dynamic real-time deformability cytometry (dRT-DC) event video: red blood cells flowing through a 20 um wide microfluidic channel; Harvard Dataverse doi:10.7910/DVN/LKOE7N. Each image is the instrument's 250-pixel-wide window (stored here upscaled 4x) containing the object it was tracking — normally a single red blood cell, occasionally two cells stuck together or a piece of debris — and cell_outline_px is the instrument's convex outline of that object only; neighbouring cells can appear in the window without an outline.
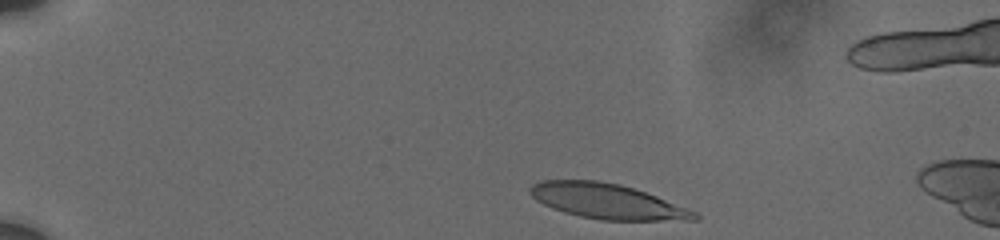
{"species": "human", "species_latin": "Homo sapiens", "temperature_condition": "cold", "stored_images_in_passage": 43, "camera_frame_rate_fps": 3000, "um_per_image_px": 0.085, "donor": {"sex": "male"}, "frame": {"image": 1, "passage_image": 2, "time_ms": 0.333, "image_size_px": [1000, 240], "cell_outline_px": [[700, 220], [600, 220], [580, 216], [564, 212], [552, 208], [536, 200], [528, 192], [528, 188], [532, 184], [540, 180], [596, 180], [620, 184], [656, 196], [696, 212], [700, 216]], "centroid_in_image_um": [51.57, 17.11], "position_along_channel_um": 33.4, "area_um2": 33.47}}
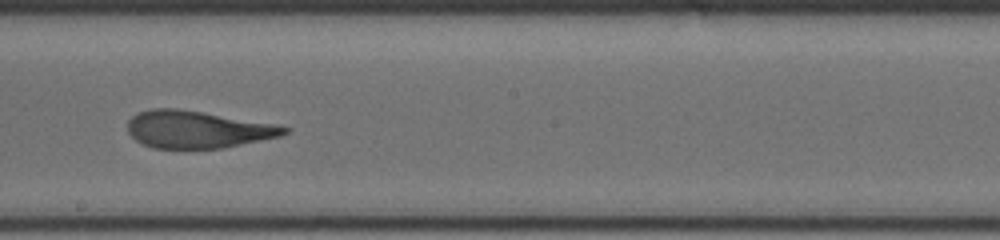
{"frame": {"image": 2, "passage_image": 28, "time_ms": 8.0, "image_size_px": [1000, 240], "cell_outline_px": [[292, 128], [288, 132], [280, 136], [220, 148], [152, 148], [136, 140], [128, 132], [128, 120], [132, 116], [140, 112], [152, 108], [176, 108], [272, 124]], "centroid_in_image_um": [16.73, 11.0], "position_along_channel_um": 231.5, "area_um2": 33.35}}
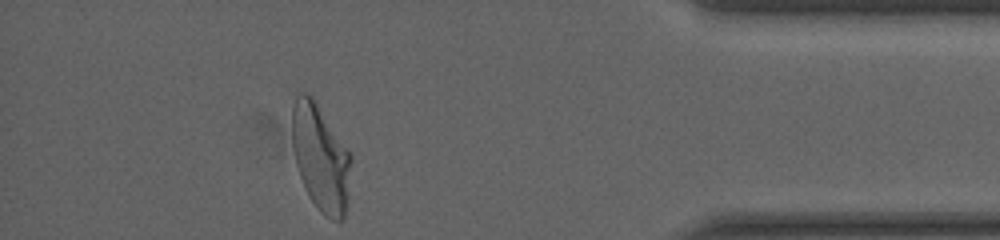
{"frame": {"image": 3, "passage_image": 43, "time_ms": 13.667, "image_size_px": [1000, 240], "cell_outline_px": [[352, 160], [348, 196], [344, 216], [340, 220], [332, 220], [324, 216], [320, 212], [312, 200], [300, 176], [296, 164], [292, 144], [292, 108], [296, 96], [300, 92], [308, 92], [312, 96], [352, 152]], "centroid_in_image_um": [27.27, 13.36], "position_along_channel_um": 407.9, "area_um2": 36.93}, "authors_computed_cell_mechanics": {"area_um2": 34.6222, "velocity_mm_per_s": 3.6979, "shape_relaxation_time_tau1_ms": 4.76, "shape_relaxation_time_tau2_ms": 1.294, "deformation_change_tau1": 0.1938, "deformation_change_tau2": 0.0973}}